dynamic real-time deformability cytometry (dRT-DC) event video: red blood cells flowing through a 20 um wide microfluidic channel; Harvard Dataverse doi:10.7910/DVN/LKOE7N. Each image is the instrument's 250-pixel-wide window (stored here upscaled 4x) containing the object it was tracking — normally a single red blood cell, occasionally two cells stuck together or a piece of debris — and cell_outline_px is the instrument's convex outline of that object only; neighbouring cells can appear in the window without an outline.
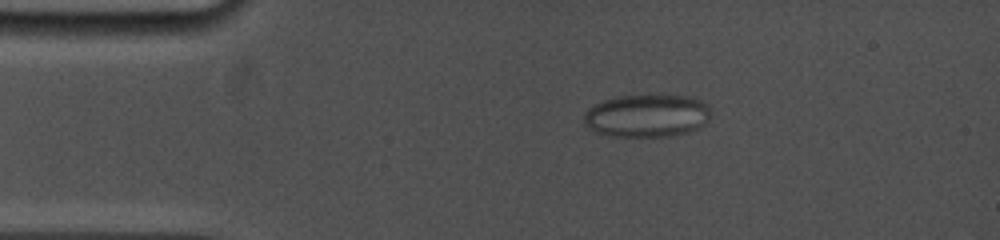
{"species": "common noctule bat (a hibernating species)", "species_latin": "Nyctalus noctula", "temperature_condition": "cold", "stored_images_in_passage": 6, "camera_frame_rate_fps": 5000, "um_per_image_px": 0.085, "animal": {"sex": "female", "body_mass_g": 19.0, "forearm_length_mm": 53.3}, "frame": {"image": 1, "passage_image": 1, "time_ms": 0.0, "image_size_px": [1000, 240], "cell_outline_px": [[708, 120], [704, 124], [688, 132], [668, 136], [612, 136], [596, 132], [588, 128], [584, 124], [584, 112], [588, 108], [604, 100], [620, 96], [688, 96], [700, 100], [708, 104]], "centroid_in_image_um": [54.95, 9.84], "position_along_channel_um": 30.0, "area_um2": 31.27}}
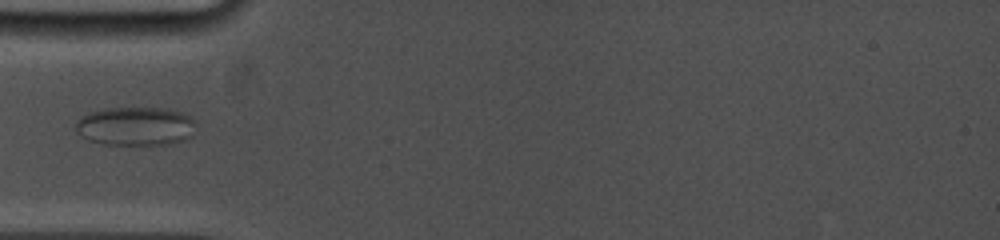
{"frame": {"image": 2, "passage_image": 4, "time_ms": 2.4, "image_size_px": [1000, 240], "cell_outline_px": [[196, 132], [192, 136], [184, 140], [172, 144], [104, 144], [88, 140], [76, 132], [76, 120], [88, 112], [104, 108], [164, 108], [184, 112], [192, 116], [196, 120]], "centroid_in_image_um": [11.58, 10.72], "position_along_channel_um": 73.4, "area_um2": 27.63}}
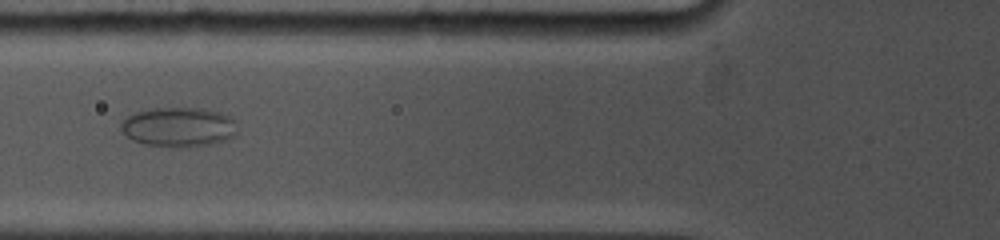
{"frame": {"image": 3, "passage_image": 5, "time_ms": 3.4, "image_size_px": [1000, 240], "cell_outline_px": [[236, 136], [228, 140], [212, 144], [184, 148], [144, 144], [132, 140], [120, 128], [120, 124], [128, 116], [136, 112], [148, 108], [200, 108], [220, 112], [228, 116], [232, 120], [236, 132]], "centroid_in_image_um": [15.18, 10.81], "position_along_channel_um": 110.6, "area_um2": 26.88}}